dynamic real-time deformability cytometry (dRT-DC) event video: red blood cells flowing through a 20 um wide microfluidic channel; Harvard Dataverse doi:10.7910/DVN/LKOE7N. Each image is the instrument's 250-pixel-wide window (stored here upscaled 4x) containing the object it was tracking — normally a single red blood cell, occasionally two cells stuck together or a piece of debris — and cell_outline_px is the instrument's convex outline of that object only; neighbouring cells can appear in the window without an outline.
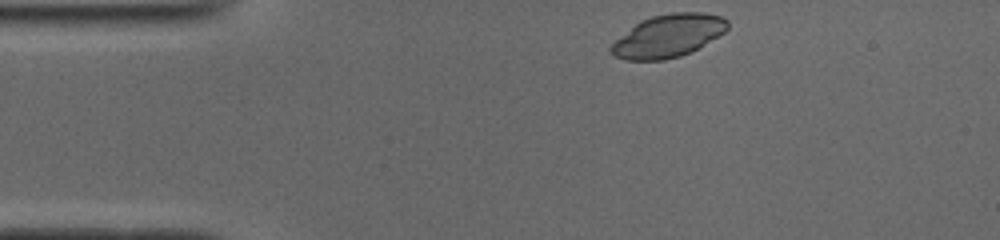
{"species": "common noctule bat (a hibernating species)", "species_latin": "Nyctalus noctula", "temperature_condition": "cold", "stored_images_in_passage": 43, "camera_frame_rate_fps": 3000, "um_per_image_px": 0.085, "animal": {"sex": "male", "body_mass_g": 19.0, "forearm_length_mm": 50.8}, "frame": {"image": 1, "passage_image": 1, "time_ms": 0.0, "image_size_px": [1000, 240], "cell_outline_px": [[728, 28], [724, 32], [696, 48], [680, 56], [664, 60], [624, 60], [612, 56], [608, 52], [608, 48], [616, 40], [640, 20], [652, 16], [672, 12], [704, 12], [720, 16], [728, 20]], "centroid_in_image_um": [56.75, 3.05], "position_along_channel_um": 28.2, "area_um2": 28.84}}
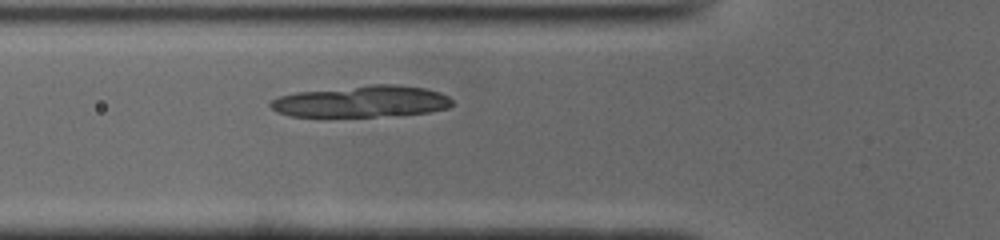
{"frame": {"image": 2, "passage_image": 10, "time_ms": 3.0, "image_size_px": [1000, 240], "cell_outline_px": [[452, 104], [448, 108], [428, 112], [400, 116], [292, 116], [280, 112], [272, 108], [268, 104], [272, 100], [280, 96], [296, 92], [372, 84], [400, 84], [424, 88], [440, 92], [448, 96], [452, 100]], "centroid_in_image_um": [30.8, 8.62], "position_along_channel_um": 95.0, "area_um2": 33.47}}